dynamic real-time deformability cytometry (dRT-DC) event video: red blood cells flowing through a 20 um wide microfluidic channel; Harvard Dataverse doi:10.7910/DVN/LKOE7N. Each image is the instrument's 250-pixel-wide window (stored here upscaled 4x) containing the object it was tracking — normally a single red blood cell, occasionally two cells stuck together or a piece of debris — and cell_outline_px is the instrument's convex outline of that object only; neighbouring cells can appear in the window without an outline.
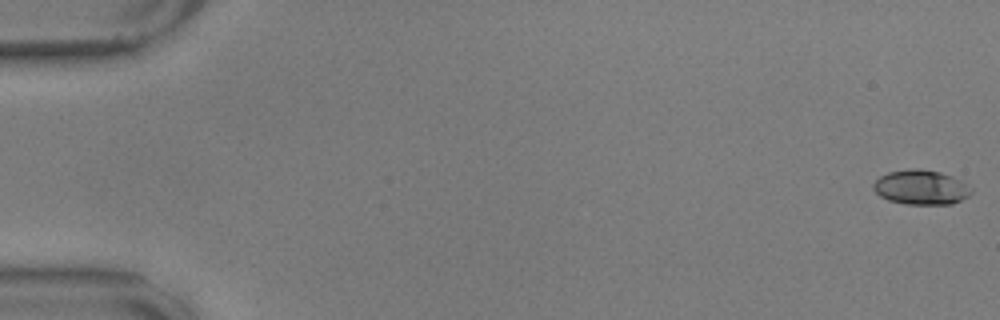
{"species": "common noctule bat (a hibernating species)", "species_latin": "Nyctalus noctula", "temperature_condition": "warm", "stored_images_in_passage": 57, "camera_frame_rate_fps": 3000, "um_per_image_px": 0.085, "animal": {"sex": "male", "body_mass_g": 17.9, "forearm_length_mm": 54.2}, "frame": {"image": 1, "passage_image": 1, "time_ms": 0.0, "image_size_px": [1000, 320], "cell_outline_px": [[972, 192], [968, 196], [952, 204], [904, 204], [888, 200], [880, 196], [872, 188], [872, 184], [880, 176], [888, 172], [912, 168], [920, 168], [940, 172], [952, 176], [960, 180], [972, 188]], "centroid_in_image_um": [78.27, 15.92], "position_along_channel_um": 6.7, "area_um2": 19.83}}
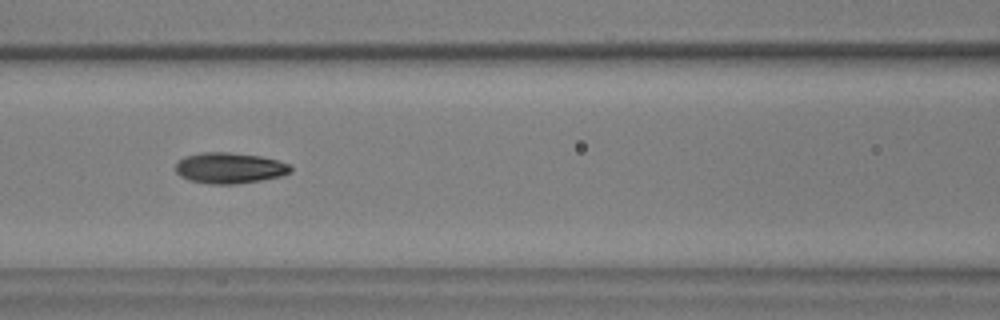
{"frame": {"image": 2, "passage_image": 26, "time_ms": 8.333, "image_size_px": [1000, 320], "cell_outline_px": [[292, 172], [284, 176], [264, 180], [236, 184], [212, 184], [188, 180], [180, 176], [176, 172], [176, 164], [184, 156], [204, 152], [228, 152], [260, 156], [292, 164]], "centroid_in_image_um": [19.56, 14.29], "position_along_channel_um": 147.0, "area_um2": 20.92}}
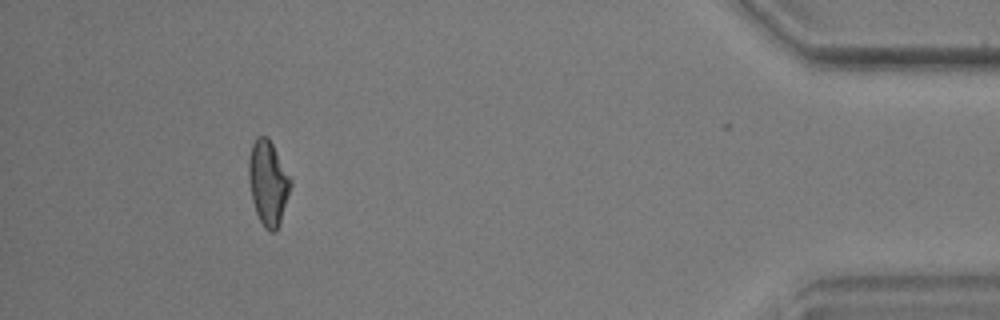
{"frame": {"image": 3, "passage_image": 53, "time_ms": 17.333, "image_size_px": [1000, 320], "cell_outline_px": [[292, 184], [280, 224], [276, 232], [268, 232], [264, 228], [256, 212], [252, 200], [248, 176], [248, 160], [252, 144], [256, 136], [268, 136], [292, 180]], "centroid_in_image_um": [22.79, 15.55], "position_along_channel_um": 412.4, "area_um2": 20.81}, "authors_computed_cell_mechanics": {"area_um2": 20.2878, "velocity_mm_per_s": 3.5679, "shape_relaxation_time_tau1_ms": 4.3891, "shape_relaxation_time_tau2_ms": 1.977, "deformation_change_tau1": 0.1452, "deformation_change_tau2": 0.0774}}